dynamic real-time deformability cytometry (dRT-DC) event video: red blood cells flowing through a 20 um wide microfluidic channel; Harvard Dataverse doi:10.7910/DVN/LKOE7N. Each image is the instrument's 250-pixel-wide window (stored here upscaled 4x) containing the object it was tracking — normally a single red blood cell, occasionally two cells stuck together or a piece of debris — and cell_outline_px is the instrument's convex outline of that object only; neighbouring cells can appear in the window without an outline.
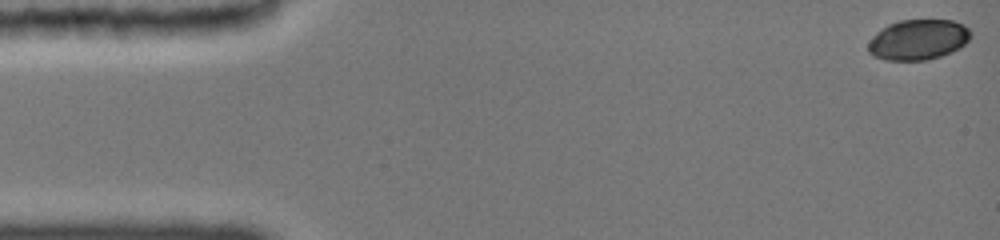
{"species": "common noctule bat (a hibernating species)", "species_latin": "Nyctalus noctula", "temperature_condition": "cold", "stored_images_in_passage": 14, "camera_frame_rate_fps": 3000, "um_per_image_px": 0.085, "animal": {"sex": "female", "body_mass_g": 19.0, "forearm_length_mm": 51.5}, "frame": {"image": 1, "passage_image": 1, "time_ms": 0.0, "image_size_px": [1000, 240], "cell_outline_px": [[972, 36], [960, 48], [952, 52], [928, 60], [884, 60], [872, 56], [868, 52], [868, 44], [876, 32], [888, 24], [900, 20], [952, 20], [964, 24], [972, 32]], "centroid_in_image_um": [78.06, 3.37], "position_along_channel_um": 6.9, "area_um2": 24.33}}
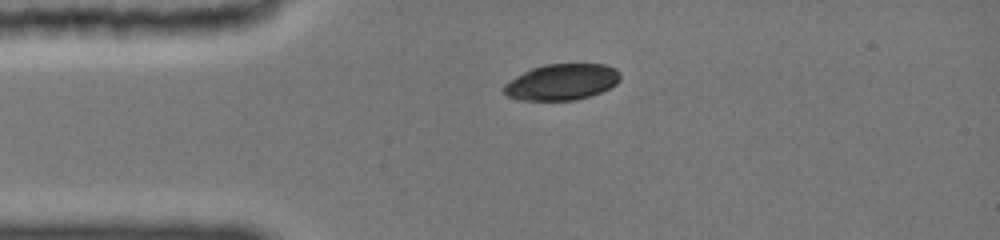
{"frame": {"image": 2, "passage_image": 11, "time_ms": 3.333, "image_size_px": [1000, 240], "cell_outline_px": [[620, 80], [616, 84], [592, 96], [576, 100], [516, 100], [508, 96], [504, 92], [504, 84], [516, 76], [532, 68], [544, 64], [604, 64], [616, 68], [620, 72]], "centroid_in_image_um": [47.77, 6.97], "position_along_channel_um": 37.2, "area_um2": 24.57}}